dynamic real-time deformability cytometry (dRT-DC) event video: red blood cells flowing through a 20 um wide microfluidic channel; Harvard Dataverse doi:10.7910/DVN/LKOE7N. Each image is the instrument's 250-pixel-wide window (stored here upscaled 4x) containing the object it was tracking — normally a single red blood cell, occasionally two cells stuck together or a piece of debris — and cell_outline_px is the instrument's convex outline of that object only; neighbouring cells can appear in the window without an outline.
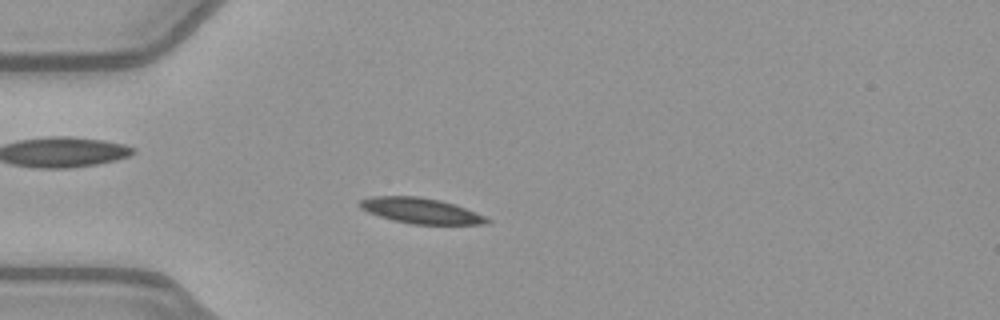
{"species": "common noctule bat (a hibernating species)", "species_latin": "Nyctalus noctula", "temperature_condition": "warm", "stored_images_in_passage": 51, "camera_frame_rate_fps": 3000, "um_per_image_px": 0.085, "animal": {"sex": "female", "body_mass_g": 21.9}, "frame": {"image": 1, "passage_image": 14, "time_ms": 4.333, "image_size_px": [1000, 320], "cell_outline_px": [[492, 220], [488, 224], [412, 224], [392, 220], [368, 212], [360, 208], [360, 200], [372, 196], [420, 196], [440, 200], [464, 208], [484, 216]], "centroid_in_image_um": [35.75, 17.91], "position_along_channel_um": 49.2, "area_um2": 18.73}}
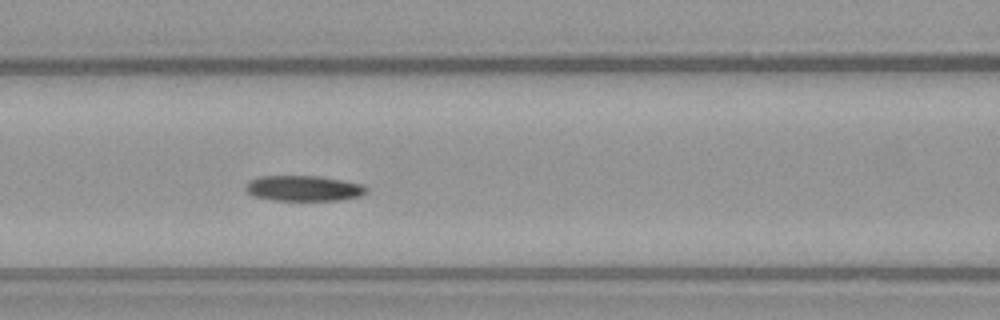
{"frame": {"image": 2, "passage_image": 22, "time_ms": 7.0, "image_size_px": [1000, 320], "cell_outline_px": [[368, 192], [360, 196], [340, 200], [272, 200], [256, 196], [248, 192], [244, 188], [248, 180], [256, 176], [320, 176], [360, 184], [368, 188]], "centroid_in_image_um": [25.78, 16.0], "position_along_channel_um": 140.8, "area_um2": 17.92}}
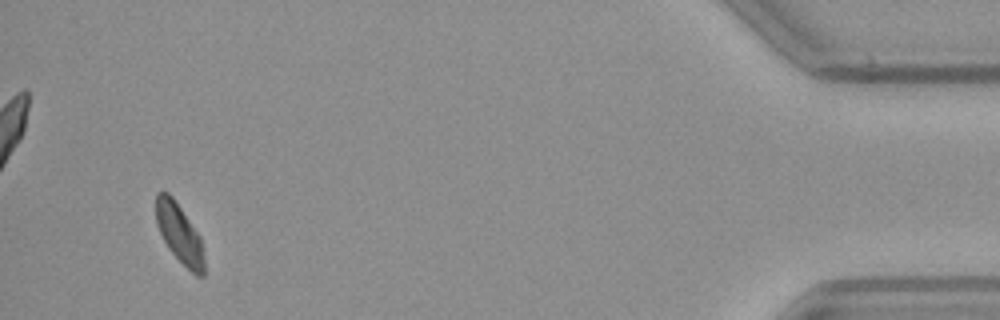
{"frame": {"image": 3, "passage_image": 49, "time_ms": 16.0, "image_size_px": [1000, 320], "cell_outline_px": [[204, 276], [196, 276], [168, 248], [156, 224], [156, 192], [168, 192], [172, 196], [200, 236], [204, 260]], "centroid_in_image_um": [15.24, 19.84], "position_along_channel_um": 420.0, "area_um2": 16.3}, "authors_computed_cell_mechanics": {"area_um2": 18.2648, "velocity_mm_per_s": 3.9735, "shape_relaxation_time_tau1_ms": 4.6064, "shape_relaxation_time_tau2_ms": 6.0455, "deformation_change_tau1": 0.1143, "deformation_change_tau2": 0.1008}}